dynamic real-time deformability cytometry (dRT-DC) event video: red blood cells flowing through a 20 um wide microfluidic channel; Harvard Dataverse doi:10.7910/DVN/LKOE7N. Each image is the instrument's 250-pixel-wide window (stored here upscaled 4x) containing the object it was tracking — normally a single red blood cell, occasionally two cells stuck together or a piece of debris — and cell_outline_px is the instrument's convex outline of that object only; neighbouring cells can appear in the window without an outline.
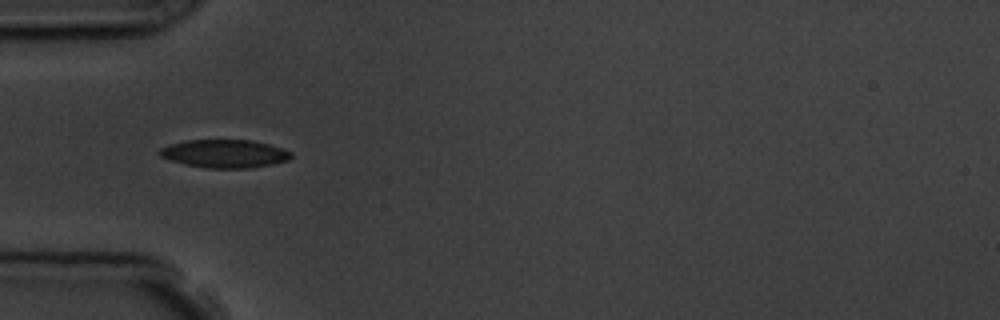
{"species": "common noctule bat (a hibernating species)", "species_latin": "Nyctalus noctula", "temperature_condition": "room temperature", "stored_images_in_passage": 7, "camera_frame_rate_fps": 3000, "um_per_image_px": 0.085, "animal": {"sex": "male", "body_mass_g": 19.5, "forearm_length_mm": 54.6}, "frame": {"image": 1, "passage_image": 5, "time_ms": 4.667, "image_size_px": [1000, 320], "cell_outline_px": [[292, 156], [288, 160], [272, 164], [248, 168], [208, 168], [184, 164], [160, 156], [160, 148], [168, 144], [188, 140], [252, 140], [268, 144], [292, 152]], "centroid_in_image_um": [19.09, 13.06], "position_along_channel_um": 65.9, "area_um2": 21.39}}